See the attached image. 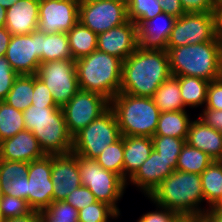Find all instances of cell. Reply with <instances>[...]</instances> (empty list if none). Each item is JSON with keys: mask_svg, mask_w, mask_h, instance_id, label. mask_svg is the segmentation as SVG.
I'll list each match as a JSON object with an SVG mask.
<instances>
[{"mask_svg": "<svg viewBox=\"0 0 222 222\" xmlns=\"http://www.w3.org/2000/svg\"><path fill=\"white\" fill-rule=\"evenodd\" d=\"M177 18L162 12L138 27V43L145 50H167L168 39Z\"/></svg>", "mask_w": 222, "mask_h": 222, "instance_id": "obj_19", "label": "cell"}, {"mask_svg": "<svg viewBox=\"0 0 222 222\" xmlns=\"http://www.w3.org/2000/svg\"><path fill=\"white\" fill-rule=\"evenodd\" d=\"M52 155L29 163L27 173L28 204L36 211H42L53 202V183L51 180Z\"/></svg>", "mask_w": 222, "mask_h": 222, "instance_id": "obj_14", "label": "cell"}, {"mask_svg": "<svg viewBox=\"0 0 222 222\" xmlns=\"http://www.w3.org/2000/svg\"><path fill=\"white\" fill-rule=\"evenodd\" d=\"M46 155L71 153L73 136L69 133L63 112L55 120H44L32 131Z\"/></svg>", "mask_w": 222, "mask_h": 222, "instance_id": "obj_17", "label": "cell"}, {"mask_svg": "<svg viewBox=\"0 0 222 222\" xmlns=\"http://www.w3.org/2000/svg\"><path fill=\"white\" fill-rule=\"evenodd\" d=\"M152 150V138L124 136L123 180L125 182H127L149 158Z\"/></svg>", "mask_w": 222, "mask_h": 222, "instance_id": "obj_24", "label": "cell"}, {"mask_svg": "<svg viewBox=\"0 0 222 222\" xmlns=\"http://www.w3.org/2000/svg\"><path fill=\"white\" fill-rule=\"evenodd\" d=\"M153 149L165 160H178V156L186 143V139H179L170 136L152 137Z\"/></svg>", "mask_w": 222, "mask_h": 222, "instance_id": "obj_39", "label": "cell"}, {"mask_svg": "<svg viewBox=\"0 0 222 222\" xmlns=\"http://www.w3.org/2000/svg\"><path fill=\"white\" fill-rule=\"evenodd\" d=\"M34 75H18L4 101L24 112L32 105Z\"/></svg>", "mask_w": 222, "mask_h": 222, "instance_id": "obj_31", "label": "cell"}, {"mask_svg": "<svg viewBox=\"0 0 222 222\" xmlns=\"http://www.w3.org/2000/svg\"><path fill=\"white\" fill-rule=\"evenodd\" d=\"M52 93L55 104L62 108L80 89L75 60L41 63L36 73Z\"/></svg>", "mask_w": 222, "mask_h": 222, "instance_id": "obj_8", "label": "cell"}, {"mask_svg": "<svg viewBox=\"0 0 222 222\" xmlns=\"http://www.w3.org/2000/svg\"><path fill=\"white\" fill-rule=\"evenodd\" d=\"M172 76L214 81L222 77V53L218 36L210 42L167 48Z\"/></svg>", "mask_w": 222, "mask_h": 222, "instance_id": "obj_3", "label": "cell"}, {"mask_svg": "<svg viewBox=\"0 0 222 222\" xmlns=\"http://www.w3.org/2000/svg\"><path fill=\"white\" fill-rule=\"evenodd\" d=\"M185 13H214L215 0H180Z\"/></svg>", "mask_w": 222, "mask_h": 222, "instance_id": "obj_46", "label": "cell"}, {"mask_svg": "<svg viewBox=\"0 0 222 222\" xmlns=\"http://www.w3.org/2000/svg\"><path fill=\"white\" fill-rule=\"evenodd\" d=\"M205 222H222V210L209 207L201 216Z\"/></svg>", "mask_w": 222, "mask_h": 222, "instance_id": "obj_49", "label": "cell"}, {"mask_svg": "<svg viewBox=\"0 0 222 222\" xmlns=\"http://www.w3.org/2000/svg\"><path fill=\"white\" fill-rule=\"evenodd\" d=\"M70 52L74 60L97 49V34L79 21L67 32Z\"/></svg>", "mask_w": 222, "mask_h": 222, "instance_id": "obj_28", "label": "cell"}, {"mask_svg": "<svg viewBox=\"0 0 222 222\" xmlns=\"http://www.w3.org/2000/svg\"><path fill=\"white\" fill-rule=\"evenodd\" d=\"M110 107V101L104 96L79 89L62 107L69 133L74 136L88 126Z\"/></svg>", "mask_w": 222, "mask_h": 222, "instance_id": "obj_11", "label": "cell"}, {"mask_svg": "<svg viewBox=\"0 0 222 222\" xmlns=\"http://www.w3.org/2000/svg\"><path fill=\"white\" fill-rule=\"evenodd\" d=\"M198 222H205L202 218Z\"/></svg>", "mask_w": 222, "mask_h": 222, "instance_id": "obj_60", "label": "cell"}, {"mask_svg": "<svg viewBox=\"0 0 222 222\" xmlns=\"http://www.w3.org/2000/svg\"><path fill=\"white\" fill-rule=\"evenodd\" d=\"M124 136L107 146L95 161L107 171L118 174L123 179Z\"/></svg>", "mask_w": 222, "mask_h": 222, "instance_id": "obj_34", "label": "cell"}, {"mask_svg": "<svg viewBox=\"0 0 222 222\" xmlns=\"http://www.w3.org/2000/svg\"><path fill=\"white\" fill-rule=\"evenodd\" d=\"M6 23V9L0 5V28L5 27Z\"/></svg>", "mask_w": 222, "mask_h": 222, "instance_id": "obj_54", "label": "cell"}, {"mask_svg": "<svg viewBox=\"0 0 222 222\" xmlns=\"http://www.w3.org/2000/svg\"><path fill=\"white\" fill-rule=\"evenodd\" d=\"M64 201L78 211L88 205L97 202L94 194L84 185L79 186L69 194Z\"/></svg>", "mask_w": 222, "mask_h": 222, "instance_id": "obj_42", "label": "cell"}, {"mask_svg": "<svg viewBox=\"0 0 222 222\" xmlns=\"http://www.w3.org/2000/svg\"><path fill=\"white\" fill-rule=\"evenodd\" d=\"M162 12L159 0H128L127 2L128 20L138 27Z\"/></svg>", "mask_w": 222, "mask_h": 222, "instance_id": "obj_35", "label": "cell"}, {"mask_svg": "<svg viewBox=\"0 0 222 222\" xmlns=\"http://www.w3.org/2000/svg\"><path fill=\"white\" fill-rule=\"evenodd\" d=\"M200 219L197 215H179L174 222H198Z\"/></svg>", "mask_w": 222, "mask_h": 222, "instance_id": "obj_53", "label": "cell"}, {"mask_svg": "<svg viewBox=\"0 0 222 222\" xmlns=\"http://www.w3.org/2000/svg\"><path fill=\"white\" fill-rule=\"evenodd\" d=\"M62 112V108L58 106L31 105L23 112L25 128L32 132L40 122L55 120Z\"/></svg>", "mask_w": 222, "mask_h": 222, "instance_id": "obj_38", "label": "cell"}, {"mask_svg": "<svg viewBox=\"0 0 222 222\" xmlns=\"http://www.w3.org/2000/svg\"><path fill=\"white\" fill-rule=\"evenodd\" d=\"M18 74L5 56H0V101H4Z\"/></svg>", "mask_w": 222, "mask_h": 222, "instance_id": "obj_41", "label": "cell"}, {"mask_svg": "<svg viewBox=\"0 0 222 222\" xmlns=\"http://www.w3.org/2000/svg\"><path fill=\"white\" fill-rule=\"evenodd\" d=\"M39 2L19 0L6 10V29L12 35L30 34L38 30Z\"/></svg>", "mask_w": 222, "mask_h": 222, "instance_id": "obj_21", "label": "cell"}, {"mask_svg": "<svg viewBox=\"0 0 222 222\" xmlns=\"http://www.w3.org/2000/svg\"><path fill=\"white\" fill-rule=\"evenodd\" d=\"M170 76L167 50H145L138 46L122 63L120 92L152 98Z\"/></svg>", "mask_w": 222, "mask_h": 222, "instance_id": "obj_1", "label": "cell"}, {"mask_svg": "<svg viewBox=\"0 0 222 222\" xmlns=\"http://www.w3.org/2000/svg\"><path fill=\"white\" fill-rule=\"evenodd\" d=\"M32 105L35 106H57L53 100L52 93L49 91L45 83L34 75V91Z\"/></svg>", "mask_w": 222, "mask_h": 222, "instance_id": "obj_44", "label": "cell"}, {"mask_svg": "<svg viewBox=\"0 0 222 222\" xmlns=\"http://www.w3.org/2000/svg\"><path fill=\"white\" fill-rule=\"evenodd\" d=\"M41 218V211L33 210L31 213L21 217L5 219L4 222H40Z\"/></svg>", "mask_w": 222, "mask_h": 222, "instance_id": "obj_50", "label": "cell"}, {"mask_svg": "<svg viewBox=\"0 0 222 222\" xmlns=\"http://www.w3.org/2000/svg\"><path fill=\"white\" fill-rule=\"evenodd\" d=\"M79 22L99 34L128 21L127 3L115 0H80Z\"/></svg>", "mask_w": 222, "mask_h": 222, "instance_id": "obj_10", "label": "cell"}, {"mask_svg": "<svg viewBox=\"0 0 222 222\" xmlns=\"http://www.w3.org/2000/svg\"><path fill=\"white\" fill-rule=\"evenodd\" d=\"M177 160H165L156 150H152L149 158L138 168L136 173L126 182L135 185L144 196L152 191L176 170Z\"/></svg>", "mask_w": 222, "mask_h": 222, "instance_id": "obj_18", "label": "cell"}, {"mask_svg": "<svg viewBox=\"0 0 222 222\" xmlns=\"http://www.w3.org/2000/svg\"><path fill=\"white\" fill-rule=\"evenodd\" d=\"M0 202H1V199H0ZM4 217L2 215V212H1V208H0V222H4Z\"/></svg>", "mask_w": 222, "mask_h": 222, "instance_id": "obj_58", "label": "cell"}, {"mask_svg": "<svg viewBox=\"0 0 222 222\" xmlns=\"http://www.w3.org/2000/svg\"><path fill=\"white\" fill-rule=\"evenodd\" d=\"M121 137L113 110L109 107L85 128L73 136L72 153L95 159L102 151Z\"/></svg>", "mask_w": 222, "mask_h": 222, "instance_id": "obj_6", "label": "cell"}, {"mask_svg": "<svg viewBox=\"0 0 222 222\" xmlns=\"http://www.w3.org/2000/svg\"><path fill=\"white\" fill-rule=\"evenodd\" d=\"M42 50L41 63L74 60L70 52L67 33L46 34L42 32Z\"/></svg>", "mask_w": 222, "mask_h": 222, "instance_id": "obj_30", "label": "cell"}, {"mask_svg": "<svg viewBox=\"0 0 222 222\" xmlns=\"http://www.w3.org/2000/svg\"><path fill=\"white\" fill-rule=\"evenodd\" d=\"M12 38V34L6 29V27L0 28V56H5L6 50Z\"/></svg>", "mask_w": 222, "mask_h": 222, "instance_id": "obj_51", "label": "cell"}, {"mask_svg": "<svg viewBox=\"0 0 222 222\" xmlns=\"http://www.w3.org/2000/svg\"><path fill=\"white\" fill-rule=\"evenodd\" d=\"M200 176L206 208L213 207L222 198V161H213Z\"/></svg>", "mask_w": 222, "mask_h": 222, "instance_id": "obj_29", "label": "cell"}, {"mask_svg": "<svg viewBox=\"0 0 222 222\" xmlns=\"http://www.w3.org/2000/svg\"><path fill=\"white\" fill-rule=\"evenodd\" d=\"M198 118L207 126L222 132V110L203 108Z\"/></svg>", "mask_w": 222, "mask_h": 222, "instance_id": "obj_47", "label": "cell"}, {"mask_svg": "<svg viewBox=\"0 0 222 222\" xmlns=\"http://www.w3.org/2000/svg\"><path fill=\"white\" fill-rule=\"evenodd\" d=\"M42 32L12 35L5 57L18 75H35L41 64Z\"/></svg>", "mask_w": 222, "mask_h": 222, "instance_id": "obj_12", "label": "cell"}, {"mask_svg": "<svg viewBox=\"0 0 222 222\" xmlns=\"http://www.w3.org/2000/svg\"><path fill=\"white\" fill-rule=\"evenodd\" d=\"M214 16L216 20L217 31L222 27V1H215Z\"/></svg>", "mask_w": 222, "mask_h": 222, "instance_id": "obj_52", "label": "cell"}, {"mask_svg": "<svg viewBox=\"0 0 222 222\" xmlns=\"http://www.w3.org/2000/svg\"><path fill=\"white\" fill-rule=\"evenodd\" d=\"M120 215L110 205L97 201L78 211V222H108Z\"/></svg>", "mask_w": 222, "mask_h": 222, "instance_id": "obj_36", "label": "cell"}, {"mask_svg": "<svg viewBox=\"0 0 222 222\" xmlns=\"http://www.w3.org/2000/svg\"><path fill=\"white\" fill-rule=\"evenodd\" d=\"M213 161L205 152L185 143L178 156L176 170L200 175Z\"/></svg>", "mask_w": 222, "mask_h": 222, "instance_id": "obj_32", "label": "cell"}, {"mask_svg": "<svg viewBox=\"0 0 222 222\" xmlns=\"http://www.w3.org/2000/svg\"><path fill=\"white\" fill-rule=\"evenodd\" d=\"M37 138L29 130L0 142V159L28 162L44 157Z\"/></svg>", "mask_w": 222, "mask_h": 222, "instance_id": "obj_20", "label": "cell"}, {"mask_svg": "<svg viewBox=\"0 0 222 222\" xmlns=\"http://www.w3.org/2000/svg\"><path fill=\"white\" fill-rule=\"evenodd\" d=\"M19 0H0V5L6 10Z\"/></svg>", "mask_w": 222, "mask_h": 222, "instance_id": "obj_55", "label": "cell"}, {"mask_svg": "<svg viewBox=\"0 0 222 222\" xmlns=\"http://www.w3.org/2000/svg\"><path fill=\"white\" fill-rule=\"evenodd\" d=\"M24 130L23 112L0 101V142Z\"/></svg>", "mask_w": 222, "mask_h": 222, "instance_id": "obj_33", "label": "cell"}, {"mask_svg": "<svg viewBox=\"0 0 222 222\" xmlns=\"http://www.w3.org/2000/svg\"><path fill=\"white\" fill-rule=\"evenodd\" d=\"M77 161L82 185L94 194L97 201L110 205L120 213L117 203L127 188L126 182L118 174L104 169L95 159L77 156Z\"/></svg>", "mask_w": 222, "mask_h": 222, "instance_id": "obj_7", "label": "cell"}, {"mask_svg": "<svg viewBox=\"0 0 222 222\" xmlns=\"http://www.w3.org/2000/svg\"><path fill=\"white\" fill-rule=\"evenodd\" d=\"M80 0L39 2L38 30L46 34L67 33L78 21Z\"/></svg>", "mask_w": 222, "mask_h": 222, "instance_id": "obj_13", "label": "cell"}, {"mask_svg": "<svg viewBox=\"0 0 222 222\" xmlns=\"http://www.w3.org/2000/svg\"><path fill=\"white\" fill-rule=\"evenodd\" d=\"M186 110L160 112L157 129L154 135L186 139L192 122Z\"/></svg>", "mask_w": 222, "mask_h": 222, "instance_id": "obj_25", "label": "cell"}, {"mask_svg": "<svg viewBox=\"0 0 222 222\" xmlns=\"http://www.w3.org/2000/svg\"><path fill=\"white\" fill-rule=\"evenodd\" d=\"M162 11L175 18H179L185 14L181 6L180 0H159Z\"/></svg>", "mask_w": 222, "mask_h": 222, "instance_id": "obj_48", "label": "cell"}, {"mask_svg": "<svg viewBox=\"0 0 222 222\" xmlns=\"http://www.w3.org/2000/svg\"><path fill=\"white\" fill-rule=\"evenodd\" d=\"M213 207L222 210V198Z\"/></svg>", "mask_w": 222, "mask_h": 222, "instance_id": "obj_57", "label": "cell"}, {"mask_svg": "<svg viewBox=\"0 0 222 222\" xmlns=\"http://www.w3.org/2000/svg\"><path fill=\"white\" fill-rule=\"evenodd\" d=\"M186 143L208 154L214 161H222V132L196 118L190 123Z\"/></svg>", "mask_w": 222, "mask_h": 222, "instance_id": "obj_23", "label": "cell"}, {"mask_svg": "<svg viewBox=\"0 0 222 222\" xmlns=\"http://www.w3.org/2000/svg\"><path fill=\"white\" fill-rule=\"evenodd\" d=\"M115 1H121V2H128V0H115Z\"/></svg>", "mask_w": 222, "mask_h": 222, "instance_id": "obj_59", "label": "cell"}, {"mask_svg": "<svg viewBox=\"0 0 222 222\" xmlns=\"http://www.w3.org/2000/svg\"><path fill=\"white\" fill-rule=\"evenodd\" d=\"M138 46V26L130 20L97 34V49L122 61L127 59Z\"/></svg>", "mask_w": 222, "mask_h": 222, "instance_id": "obj_15", "label": "cell"}, {"mask_svg": "<svg viewBox=\"0 0 222 222\" xmlns=\"http://www.w3.org/2000/svg\"><path fill=\"white\" fill-rule=\"evenodd\" d=\"M217 34L214 13H185L175 20L167 48L210 42Z\"/></svg>", "mask_w": 222, "mask_h": 222, "instance_id": "obj_9", "label": "cell"}, {"mask_svg": "<svg viewBox=\"0 0 222 222\" xmlns=\"http://www.w3.org/2000/svg\"><path fill=\"white\" fill-rule=\"evenodd\" d=\"M110 108L117 119L121 136H154L160 110L153 98L119 92L110 101Z\"/></svg>", "mask_w": 222, "mask_h": 222, "instance_id": "obj_5", "label": "cell"}, {"mask_svg": "<svg viewBox=\"0 0 222 222\" xmlns=\"http://www.w3.org/2000/svg\"><path fill=\"white\" fill-rule=\"evenodd\" d=\"M203 108L222 110V77L210 81L207 89L206 104Z\"/></svg>", "mask_w": 222, "mask_h": 222, "instance_id": "obj_45", "label": "cell"}, {"mask_svg": "<svg viewBox=\"0 0 222 222\" xmlns=\"http://www.w3.org/2000/svg\"><path fill=\"white\" fill-rule=\"evenodd\" d=\"M152 98L160 112L186 110L180 95L179 80L175 76H170L165 80L158 87Z\"/></svg>", "mask_w": 222, "mask_h": 222, "instance_id": "obj_26", "label": "cell"}, {"mask_svg": "<svg viewBox=\"0 0 222 222\" xmlns=\"http://www.w3.org/2000/svg\"><path fill=\"white\" fill-rule=\"evenodd\" d=\"M218 39H219V43H220V47H221V53H222V27L218 30Z\"/></svg>", "mask_w": 222, "mask_h": 222, "instance_id": "obj_56", "label": "cell"}, {"mask_svg": "<svg viewBox=\"0 0 222 222\" xmlns=\"http://www.w3.org/2000/svg\"><path fill=\"white\" fill-rule=\"evenodd\" d=\"M180 95L185 107L197 108L205 106L209 81L189 76H177Z\"/></svg>", "mask_w": 222, "mask_h": 222, "instance_id": "obj_27", "label": "cell"}, {"mask_svg": "<svg viewBox=\"0 0 222 222\" xmlns=\"http://www.w3.org/2000/svg\"><path fill=\"white\" fill-rule=\"evenodd\" d=\"M148 198L179 215L201 217L208 209L201 204L204 202L201 176L195 173L174 170L152 191Z\"/></svg>", "mask_w": 222, "mask_h": 222, "instance_id": "obj_2", "label": "cell"}, {"mask_svg": "<svg viewBox=\"0 0 222 222\" xmlns=\"http://www.w3.org/2000/svg\"><path fill=\"white\" fill-rule=\"evenodd\" d=\"M51 180L53 201H64L73 190L81 186L77 155L72 152L52 155Z\"/></svg>", "mask_w": 222, "mask_h": 222, "instance_id": "obj_16", "label": "cell"}, {"mask_svg": "<svg viewBox=\"0 0 222 222\" xmlns=\"http://www.w3.org/2000/svg\"><path fill=\"white\" fill-rule=\"evenodd\" d=\"M41 217L45 222H78V210L65 201H53Z\"/></svg>", "mask_w": 222, "mask_h": 222, "instance_id": "obj_37", "label": "cell"}, {"mask_svg": "<svg viewBox=\"0 0 222 222\" xmlns=\"http://www.w3.org/2000/svg\"><path fill=\"white\" fill-rule=\"evenodd\" d=\"M150 201L156 205V210L144 213L137 219V222H174L179 216L175 211L154 203L151 199Z\"/></svg>", "mask_w": 222, "mask_h": 222, "instance_id": "obj_43", "label": "cell"}, {"mask_svg": "<svg viewBox=\"0 0 222 222\" xmlns=\"http://www.w3.org/2000/svg\"><path fill=\"white\" fill-rule=\"evenodd\" d=\"M75 61L81 90L98 93L109 101L120 92L123 63L120 58L96 49Z\"/></svg>", "mask_w": 222, "mask_h": 222, "instance_id": "obj_4", "label": "cell"}, {"mask_svg": "<svg viewBox=\"0 0 222 222\" xmlns=\"http://www.w3.org/2000/svg\"><path fill=\"white\" fill-rule=\"evenodd\" d=\"M0 208L4 219L21 217L33 211L27 200L9 195L1 196Z\"/></svg>", "mask_w": 222, "mask_h": 222, "instance_id": "obj_40", "label": "cell"}, {"mask_svg": "<svg viewBox=\"0 0 222 222\" xmlns=\"http://www.w3.org/2000/svg\"><path fill=\"white\" fill-rule=\"evenodd\" d=\"M29 163L0 159V194L27 200Z\"/></svg>", "mask_w": 222, "mask_h": 222, "instance_id": "obj_22", "label": "cell"}]
</instances>
